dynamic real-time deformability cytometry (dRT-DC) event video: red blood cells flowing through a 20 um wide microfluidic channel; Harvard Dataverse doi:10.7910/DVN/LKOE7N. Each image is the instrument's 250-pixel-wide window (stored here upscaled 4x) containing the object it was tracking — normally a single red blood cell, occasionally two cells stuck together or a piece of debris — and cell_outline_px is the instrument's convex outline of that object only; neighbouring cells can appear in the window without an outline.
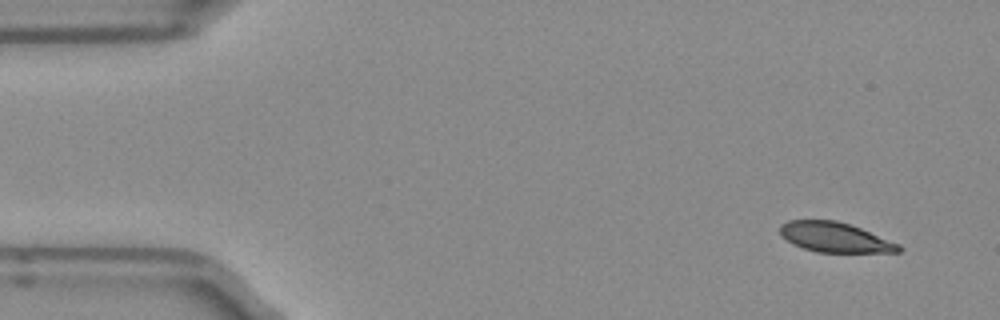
{"species": "Egyptian fruit bat (a non-hibernating species)", "species_latin": "Rousettus aegyptiacus", "temperature_condition": "room temperature", "stored_images_in_passage": 4, "camera_frame_rate_fps": 3000, "um_per_image_px": 0.085, "frame": {"image": 1, "passage_image": 1, "time_ms": 0.0, "image_size_px": [1000, 320], "cell_outline_px": [[904, 248], [900, 252], [816, 252], [792, 244], [780, 236], [780, 224], [788, 220], [836, 220], [860, 228], [900, 244]], "centroid_in_image_um": [70.95, 20.17], "position_along_channel_um": 14.1, "area_um2": 20.69}}
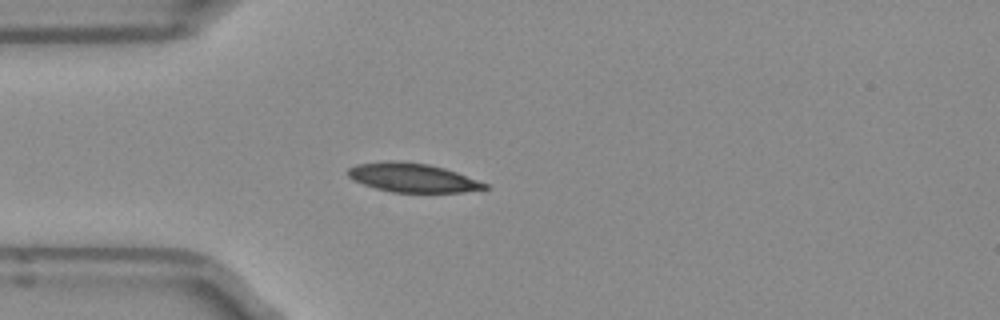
{"frame": {"image": 2, "passage_image": 4, "time_ms": 1.0, "image_size_px": [1000, 320], "cell_outline_px": [[488, 188], [464, 192], [392, 192], [376, 188], [352, 180], [348, 176], [348, 168], [356, 164], [384, 160], [400, 160], [428, 164], [444, 168], [456, 172], [488, 184]], "centroid_in_image_um": [35.03, 15.09], "position_along_channel_um": 50.0, "area_um2": 23.12}}